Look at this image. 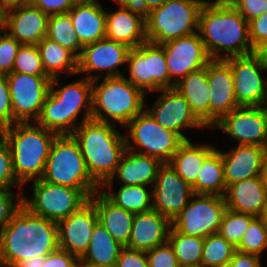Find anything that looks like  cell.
<instances>
[{
  "label": "cell",
  "instance_id": "obj_1",
  "mask_svg": "<svg viewBox=\"0 0 267 267\" xmlns=\"http://www.w3.org/2000/svg\"><path fill=\"white\" fill-rule=\"evenodd\" d=\"M58 248V223L32 214L21 205L0 231V266L46 257Z\"/></svg>",
  "mask_w": 267,
  "mask_h": 267
},
{
  "label": "cell",
  "instance_id": "obj_2",
  "mask_svg": "<svg viewBox=\"0 0 267 267\" xmlns=\"http://www.w3.org/2000/svg\"><path fill=\"white\" fill-rule=\"evenodd\" d=\"M198 32L211 60L252 54L249 22L233 6L205 3L199 16Z\"/></svg>",
  "mask_w": 267,
  "mask_h": 267
},
{
  "label": "cell",
  "instance_id": "obj_3",
  "mask_svg": "<svg viewBox=\"0 0 267 267\" xmlns=\"http://www.w3.org/2000/svg\"><path fill=\"white\" fill-rule=\"evenodd\" d=\"M92 179L101 187L114 175L126 150L125 136L113 124L88 120L72 133Z\"/></svg>",
  "mask_w": 267,
  "mask_h": 267
},
{
  "label": "cell",
  "instance_id": "obj_4",
  "mask_svg": "<svg viewBox=\"0 0 267 267\" xmlns=\"http://www.w3.org/2000/svg\"><path fill=\"white\" fill-rule=\"evenodd\" d=\"M58 81L59 77L51 79L50 91L36 123L58 135L72 134L77 128L75 123L83 109L86 110L78 124L92 119L93 83L84 77L55 89Z\"/></svg>",
  "mask_w": 267,
  "mask_h": 267
},
{
  "label": "cell",
  "instance_id": "obj_5",
  "mask_svg": "<svg viewBox=\"0 0 267 267\" xmlns=\"http://www.w3.org/2000/svg\"><path fill=\"white\" fill-rule=\"evenodd\" d=\"M56 134L36 122L14 123L0 131L8 144L16 179L24 186L31 179H42L46 160Z\"/></svg>",
  "mask_w": 267,
  "mask_h": 267
},
{
  "label": "cell",
  "instance_id": "obj_6",
  "mask_svg": "<svg viewBox=\"0 0 267 267\" xmlns=\"http://www.w3.org/2000/svg\"><path fill=\"white\" fill-rule=\"evenodd\" d=\"M92 83V119L125 127L145 109V94L124 75Z\"/></svg>",
  "mask_w": 267,
  "mask_h": 267
},
{
  "label": "cell",
  "instance_id": "obj_7",
  "mask_svg": "<svg viewBox=\"0 0 267 267\" xmlns=\"http://www.w3.org/2000/svg\"><path fill=\"white\" fill-rule=\"evenodd\" d=\"M204 4L205 0H167L151 10L145 20L147 41L161 45L196 33Z\"/></svg>",
  "mask_w": 267,
  "mask_h": 267
},
{
  "label": "cell",
  "instance_id": "obj_8",
  "mask_svg": "<svg viewBox=\"0 0 267 267\" xmlns=\"http://www.w3.org/2000/svg\"><path fill=\"white\" fill-rule=\"evenodd\" d=\"M42 179L75 189H99L89 174L80 146L72 134L57 135L46 160Z\"/></svg>",
  "mask_w": 267,
  "mask_h": 267
},
{
  "label": "cell",
  "instance_id": "obj_9",
  "mask_svg": "<svg viewBox=\"0 0 267 267\" xmlns=\"http://www.w3.org/2000/svg\"><path fill=\"white\" fill-rule=\"evenodd\" d=\"M33 199L22 195V205L32 214L54 222L67 218L83 206L100 189H75L34 180ZM31 199V200H30Z\"/></svg>",
  "mask_w": 267,
  "mask_h": 267
},
{
  "label": "cell",
  "instance_id": "obj_10",
  "mask_svg": "<svg viewBox=\"0 0 267 267\" xmlns=\"http://www.w3.org/2000/svg\"><path fill=\"white\" fill-rule=\"evenodd\" d=\"M126 148L169 163L179 146L184 142L176 133L161 127L145 110L125 126ZM129 136V137H128ZM134 145H131V140Z\"/></svg>",
  "mask_w": 267,
  "mask_h": 267
},
{
  "label": "cell",
  "instance_id": "obj_11",
  "mask_svg": "<svg viewBox=\"0 0 267 267\" xmlns=\"http://www.w3.org/2000/svg\"><path fill=\"white\" fill-rule=\"evenodd\" d=\"M129 78L144 94L148 91L170 89V77L165 51L161 45L146 41L129 50Z\"/></svg>",
  "mask_w": 267,
  "mask_h": 267
},
{
  "label": "cell",
  "instance_id": "obj_12",
  "mask_svg": "<svg viewBox=\"0 0 267 267\" xmlns=\"http://www.w3.org/2000/svg\"><path fill=\"white\" fill-rule=\"evenodd\" d=\"M226 209L224 196L194 194L171 221L172 228L202 238L217 234Z\"/></svg>",
  "mask_w": 267,
  "mask_h": 267
},
{
  "label": "cell",
  "instance_id": "obj_13",
  "mask_svg": "<svg viewBox=\"0 0 267 267\" xmlns=\"http://www.w3.org/2000/svg\"><path fill=\"white\" fill-rule=\"evenodd\" d=\"M6 76L15 123H35L50 91L51 79L47 75L20 72H12Z\"/></svg>",
  "mask_w": 267,
  "mask_h": 267
},
{
  "label": "cell",
  "instance_id": "obj_14",
  "mask_svg": "<svg viewBox=\"0 0 267 267\" xmlns=\"http://www.w3.org/2000/svg\"><path fill=\"white\" fill-rule=\"evenodd\" d=\"M165 51L170 89L189 73L206 67L210 59L199 33L161 44Z\"/></svg>",
  "mask_w": 267,
  "mask_h": 267
},
{
  "label": "cell",
  "instance_id": "obj_15",
  "mask_svg": "<svg viewBox=\"0 0 267 267\" xmlns=\"http://www.w3.org/2000/svg\"><path fill=\"white\" fill-rule=\"evenodd\" d=\"M229 134L239 145L267 144V107L239 106L212 126Z\"/></svg>",
  "mask_w": 267,
  "mask_h": 267
},
{
  "label": "cell",
  "instance_id": "obj_16",
  "mask_svg": "<svg viewBox=\"0 0 267 267\" xmlns=\"http://www.w3.org/2000/svg\"><path fill=\"white\" fill-rule=\"evenodd\" d=\"M232 71L234 95L239 106H266L267 80L262 78L264 68L252 55L223 60Z\"/></svg>",
  "mask_w": 267,
  "mask_h": 267
},
{
  "label": "cell",
  "instance_id": "obj_17",
  "mask_svg": "<svg viewBox=\"0 0 267 267\" xmlns=\"http://www.w3.org/2000/svg\"><path fill=\"white\" fill-rule=\"evenodd\" d=\"M193 188L168 164H162L152 187V209L171 221L188 204ZM189 198V199H188Z\"/></svg>",
  "mask_w": 267,
  "mask_h": 267
},
{
  "label": "cell",
  "instance_id": "obj_18",
  "mask_svg": "<svg viewBox=\"0 0 267 267\" xmlns=\"http://www.w3.org/2000/svg\"><path fill=\"white\" fill-rule=\"evenodd\" d=\"M130 49L125 44L106 37L86 45L78 57L77 73H85L86 78L91 81L99 79L102 74L100 71L103 70H107L105 77L123 76L118 66L127 63ZM92 71H99L100 75L92 76Z\"/></svg>",
  "mask_w": 267,
  "mask_h": 267
},
{
  "label": "cell",
  "instance_id": "obj_19",
  "mask_svg": "<svg viewBox=\"0 0 267 267\" xmlns=\"http://www.w3.org/2000/svg\"><path fill=\"white\" fill-rule=\"evenodd\" d=\"M159 98L153 103V107L145 111L163 128L176 133L183 141L189 140L181 132L183 128L205 126L191 112L189 103L174 88L163 89Z\"/></svg>",
  "mask_w": 267,
  "mask_h": 267
},
{
  "label": "cell",
  "instance_id": "obj_20",
  "mask_svg": "<svg viewBox=\"0 0 267 267\" xmlns=\"http://www.w3.org/2000/svg\"><path fill=\"white\" fill-rule=\"evenodd\" d=\"M98 215L89 199L77 211L58 222L59 248L79 259L87 251Z\"/></svg>",
  "mask_w": 267,
  "mask_h": 267
},
{
  "label": "cell",
  "instance_id": "obj_21",
  "mask_svg": "<svg viewBox=\"0 0 267 267\" xmlns=\"http://www.w3.org/2000/svg\"><path fill=\"white\" fill-rule=\"evenodd\" d=\"M48 19V15L29 3L4 14L1 28L20 44L37 45L47 36Z\"/></svg>",
  "mask_w": 267,
  "mask_h": 267
},
{
  "label": "cell",
  "instance_id": "obj_22",
  "mask_svg": "<svg viewBox=\"0 0 267 267\" xmlns=\"http://www.w3.org/2000/svg\"><path fill=\"white\" fill-rule=\"evenodd\" d=\"M210 97V127L223 116L239 107L234 95L231 68L223 60H212L207 65Z\"/></svg>",
  "mask_w": 267,
  "mask_h": 267
},
{
  "label": "cell",
  "instance_id": "obj_23",
  "mask_svg": "<svg viewBox=\"0 0 267 267\" xmlns=\"http://www.w3.org/2000/svg\"><path fill=\"white\" fill-rule=\"evenodd\" d=\"M224 181L226 187L240 180L260 176L265 155V147L257 145H237L229 152H222Z\"/></svg>",
  "mask_w": 267,
  "mask_h": 267
},
{
  "label": "cell",
  "instance_id": "obj_24",
  "mask_svg": "<svg viewBox=\"0 0 267 267\" xmlns=\"http://www.w3.org/2000/svg\"><path fill=\"white\" fill-rule=\"evenodd\" d=\"M161 165L162 163L154 157L126 148L114 175L100 189L107 186V188L112 189L115 179H118L122 185H145L152 187Z\"/></svg>",
  "mask_w": 267,
  "mask_h": 267
},
{
  "label": "cell",
  "instance_id": "obj_25",
  "mask_svg": "<svg viewBox=\"0 0 267 267\" xmlns=\"http://www.w3.org/2000/svg\"><path fill=\"white\" fill-rule=\"evenodd\" d=\"M171 220L154 211L136 213L126 248L148 251L167 242Z\"/></svg>",
  "mask_w": 267,
  "mask_h": 267
},
{
  "label": "cell",
  "instance_id": "obj_26",
  "mask_svg": "<svg viewBox=\"0 0 267 267\" xmlns=\"http://www.w3.org/2000/svg\"><path fill=\"white\" fill-rule=\"evenodd\" d=\"M97 0H78L68 12L84 47L105 38L106 11Z\"/></svg>",
  "mask_w": 267,
  "mask_h": 267
},
{
  "label": "cell",
  "instance_id": "obj_27",
  "mask_svg": "<svg viewBox=\"0 0 267 267\" xmlns=\"http://www.w3.org/2000/svg\"><path fill=\"white\" fill-rule=\"evenodd\" d=\"M105 37L131 49L137 48L147 41L145 19L126 8L106 11Z\"/></svg>",
  "mask_w": 267,
  "mask_h": 267
},
{
  "label": "cell",
  "instance_id": "obj_28",
  "mask_svg": "<svg viewBox=\"0 0 267 267\" xmlns=\"http://www.w3.org/2000/svg\"><path fill=\"white\" fill-rule=\"evenodd\" d=\"M267 192L260 176L240 180L226 188L224 199L227 209L260 217Z\"/></svg>",
  "mask_w": 267,
  "mask_h": 267
},
{
  "label": "cell",
  "instance_id": "obj_29",
  "mask_svg": "<svg viewBox=\"0 0 267 267\" xmlns=\"http://www.w3.org/2000/svg\"><path fill=\"white\" fill-rule=\"evenodd\" d=\"M189 103L191 112L207 128L210 127L211 92L207 81V66L189 73L175 86Z\"/></svg>",
  "mask_w": 267,
  "mask_h": 267
},
{
  "label": "cell",
  "instance_id": "obj_30",
  "mask_svg": "<svg viewBox=\"0 0 267 267\" xmlns=\"http://www.w3.org/2000/svg\"><path fill=\"white\" fill-rule=\"evenodd\" d=\"M89 199L95 206L98 221L117 242L126 247L135 214L116 206L100 190L96 191Z\"/></svg>",
  "mask_w": 267,
  "mask_h": 267
},
{
  "label": "cell",
  "instance_id": "obj_31",
  "mask_svg": "<svg viewBox=\"0 0 267 267\" xmlns=\"http://www.w3.org/2000/svg\"><path fill=\"white\" fill-rule=\"evenodd\" d=\"M123 248L124 246L117 242L98 221L89 247L80 258V262L90 267H115Z\"/></svg>",
  "mask_w": 267,
  "mask_h": 267
},
{
  "label": "cell",
  "instance_id": "obj_32",
  "mask_svg": "<svg viewBox=\"0 0 267 267\" xmlns=\"http://www.w3.org/2000/svg\"><path fill=\"white\" fill-rule=\"evenodd\" d=\"M216 148L211 145L193 144L184 141L168 163L185 182L193 186L200 173L204 160Z\"/></svg>",
  "mask_w": 267,
  "mask_h": 267
},
{
  "label": "cell",
  "instance_id": "obj_33",
  "mask_svg": "<svg viewBox=\"0 0 267 267\" xmlns=\"http://www.w3.org/2000/svg\"><path fill=\"white\" fill-rule=\"evenodd\" d=\"M37 46L45 73L50 79L59 77L62 72H66L67 76L78 74V58L70 50L46 37Z\"/></svg>",
  "mask_w": 267,
  "mask_h": 267
},
{
  "label": "cell",
  "instance_id": "obj_34",
  "mask_svg": "<svg viewBox=\"0 0 267 267\" xmlns=\"http://www.w3.org/2000/svg\"><path fill=\"white\" fill-rule=\"evenodd\" d=\"M194 194L224 196L226 184L221 150L217 148L204 160L196 183L192 186Z\"/></svg>",
  "mask_w": 267,
  "mask_h": 267
},
{
  "label": "cell",
  "instance_id": "obj_35",
  "mask_svg": "<svg viewBox=\"0 0 267 267\" xmlns=\"http://www.w3.org/2000/svg\"><path fill=\"white\" fill-rule=\"evenodd\" d=\"M145 185H121L118 191L111 193L102 190L103 194L116 206L134 214L152 210V190Z\"/></svg>",
  "mask_w": 267,
  "mask_h": 267
},
{
  "label": "cell",
  "instance_id": "obj_36",
  "mask_svg": "<svg viewBox=\"0 0 267 267\" xmlns=\"http://www.w3.org/2000/svg\"><path fill=\"white\" fill-rule=\"evenodd\" d=\"M167 241L180 266H201L204 238L185 235L171 227Z\"/></svg>",
  "mask_w": 267,
  "mask_h": 267
},
{
  "label": "cell",
  "instance_id": "obj_37",
  "mask_svg": "<svg viewBox=\"0 0 267 267\" xmlns=\"http://www.w3.org/2000/svg\"><path fill=\"white\" fill-rule=\"evenodd\" d=\"M46 38L70 50L77 58L81 54L83 46L73 28L69 13L49 16Z\"/></svg>",
  "mask_w": 267,
  "mask_h": 267
},
{
  "label": "cell",
  "instance_id": "obj_38",
  "mask_svg": "<svg viewBox=\"0 0 267 267\" xmlns=\"http://www.w3.org/2000/svg\"><path fill=\"white\" fill-rule=\"evenodd\" d=\"M235 251V246L218 233L209 235L204 238L201 266L218 267L229 263Z\"/></svg>",
  "mask_w": 267,
  "mask_h": 267
},
{
  "label": "cell",
  "instance_id": "obj_39",
  "mask_svg": "<svg viewBox=\"0 0 267 267\" xmlns=\"http://www.w3.org/2000/svg\"><path fill=\"white\" fill-rule=\"evenodd\" d=\"M266 248L267 222L261 217H256L244 232V235L235 249L238 252L261 256Z\"/></svg>",
  "mask_w": 267,
  "mask_h": 267
},
{
  "label": "cell",
  "instance_id": "obj_40",
  "mask_svg": "<svg viewBox=\"0 0 267 267\" xmlns=\"http://www.w3.org/2000/svg\"><path fill=\"white\" fill-rule=\"evenodd\" d=\"M255 218V216L250 214L238 213L226 209L218 234L236 247L244 235V232Z\"/></svg>",
  "mask_w": 267,
  "mask_h": 267
},
{
  "label": "cell",
  "instance_id": "obj_41",
  "mask_svg": "<svg viewBox=\"0 0 267 267\" xmlns=\"http://www.w3.org/2000/svg\"><path fill=\"white\" fill-rule=\"evenodd\" d=\"M12 72L46 75L37 45L21 44L14 60Z\"/></svg>",
  "mask_w": 267,
  "mask_h": 267
},
{
  "label": "cell",
  "instance_id": "obj_42",
  "mask_svg": "<svg viewBox=\"0 0 267 267\" xmlns=\"http://www.w3.org/2000/svg\"><path fill=\"white\" fill-rule=\"evenodd\" d=\"M21 44L4 29H0V74L12 73L14 60Z\"/></svg>",
  "mask_w": 267,
  "mask_h": 267
},
{
  "label": "cell",
  "instance_id": "obj_43",
  "mask_svg": "<svg viewBox=\"0 0 267 267\" xmlns=\"http://www.w3.org/2000/svg\"><path fill=\"white\" fill-rule=\"evenodd\" d=\"M18 185L19 190L23 186L17 179L13 171L12 155L8 144L0 136V188H12Z\"/></svg>",
  "mask_w": 267,
  "mask_h": 267
},
{
  "label": "cell",
  "instance_id": "obj_44",
  "mask_svg": "<svg viewBox=\"0 0 267 267\" xmlns=\"http://www.w3.org/2000/svg\"><path fill=\"white\" fill-rule=\"evenodd\" d=\"M146 253L149 267H180L168 241L146 251Z\"/></svg>",
  "mask_w": 267,
  "mask_h": 267
},
{
  "label": "cell",
  "instance_id": "obj_45",
  "mask_svg": "<svg viewBox=\"0 0 267 267\" xmlns=\"http://www.w3.org/2000/svg\"><path fill=\"white\" fill-rule=\"evenodd\" d=\"M21 205L22 193L16 196L11 189L0 188V231L9 223L12 215Z\"/></svg>",
  "mask_w": 267,
  "mask_h": 267
},
{
  "label": "cell",
  "instance_id": "obj_46",
  "mask_svg": "<svg viewBox=\"0 0 267 267\" xmlns=\"http://www.w3.org/2000/svg\"><path fill=\"white\" fill-rule=\"evenodd\" d=\"M15 123L7 76L0 74V131Z\"/></svg>",
  "mask_w": 267,
  "mask_h": 267
},
{
  "label": "cell",
  "instance_id": "obj_47",
  "mask_svg": "<svg viewBox=\"0 0 267 267\" xmlns=\"http://www.w3.org/2000/svg\"><path fill=\"white\" fill-rule=\"evenodd\" d=\"M78 0H30V3L39 8L48 16L68 13Z\"/></svg>",
  "mask_w": 267,
  "mask_h": 267
},
{
  "label": "cell",
  "instance_id": "obj_48",
  "mask_svg": "<svg viewBox=\"0 0 267 267\" xmlns=\"http://www.w3.org/2000/svg\"><path fill=\"white\" fill-rule=\"evenodd\" d=\"M233 7L249 22L267 12V0H238Z\"/></svg>",
  "mask_w": 267,
  "mask_h": 267
},
{
  "label": "cell",
  "instance_id": "obj_49",
  "mask_svg": "<svg viewBox=\"0 0 267 267\" xmlns=\"http://www.w3.org/2000/svg\"><path fill=\"white\" fill-rule=\"evenodd\" d=\"M115 267H149L147 253L143 250H132L124 247Z\"/></svg>",
  "mask_w": 267,
  "mask_h": 267
},
{
  "label": "cell",
  "instance_id": "obj_50",
  "mask_svg": "<svg viewBox=\"0 0 267 267\" xmlns=\"http://www.w3.org/2000/svg\"><path fill=\"white\" fill-rule=\"evenodd\" d=\"M79 261L80 259L77 256L58 248L44 257L42 267H75Z\"/></svg>",
  "mask_w": 267,
  "mask_h": 267
},
{
  "label": "cell",
  "instance_id": "obj_51",
  "mask_svg": "<svg viewBox=\"0 0 267 267\" xmlns=\"http://www.w3.org/2000/svg\"><path fill=\"white\" fill-rule=\"evenodd\" d=\"M249 38L252 47L267 41V12L249 21Z\"/></svg>",
  "mask_w": 267,
  "mask_h": 267
},
{
  "label": "cell",
  "instance_id": "obj_52",
  "mask_svg": "<svg viewBox=\"0 0 267 267\" xmlns=\"http://www.w3.org/2000/svg\"><path fill=\"white\" fill-rule=\"evenodd\" d=\"M261 257L256 254L235 251L230 263L233 267H262Z\"/></svg>",
  "mask_w": 267,
  "mask_h": 267
},
{
  "label": "cell",
  "instance_id": "obj_53",
  "mask_svg": "<svg viewBox=\"0 0 267 267\" xmlns=\"http://www.w3.org/2000/svg\"><path fill=\"white\" fill-rule=\"evenodd\" d=\"M121 8H126L132 13L140 15L143 19H147L150 15L145 0H114Z\"/></svg>",
  "mask_w": 267,
  "mask_h": 267
},
{
  "label": "cell",
  "instance_id": "obj_54",
  "mask_svg": "<svg viewBox=\"0 0 267 267\" xmlns=\"http://www.w3.org/2000/svg\"><path fill=\"white\" fill-rule=\"evenodd\" d=\"M252 55L258 63L267 71V41L259 43L253 47Z\"/></svg>",
  "mask_w": 267,
  "mask_h": 267
},
{
  "label": "cell",
  "instance_id": "obj_55",
  "mask_svg": "<svg viewBox=\"0 0 267 267\" xmlns=\"http://www.w3.org/2000/svg\"><path fill=\"white\" fill-rule=\"evenodd\" d=\"M29 3L30 0H0V16Z\"/></svg>",
  "mask_w": 267,
  "mask_h": 267
},
{
  "label": "cell",
  "instance_id": "obj_56",
  "mask_svg": "<svg viewBox=\"0 0 267 267\" xmlns=\"http://www.w3.org/2000/svg\"><path fill=\"white\" fill-rule=\"evenodd\" d=\"M44 257L36 256L18 263L15 267H42Z\"/></svg>",
  "mask_w": 267,
  "mask_h": 267
},
{
  "label": "cell",
  "instance_id": "obj_57",
  "mask_svg": "<svg viewBox=\"0 0 267 267\" xmlns=\"http://www.w3.org/2000/svg\"><path fill=\"white\" fill-rule=\"evenodd\" d=\"M238 0H215L214 2L205 0L206 4L217 6H234Z\"/></svg>",
  "mask_w": 267,
  "mask_h": 267
},
{
  "label": "cell",
  "instance_id": "obj_58",
  "mask_svg": "<svg viewBox=\"0 0 267 267\" xmlns=\"http://www.w3.org/2000/svg\"><path fill=\"white\" fill-rule=\"evenodd\" d=\"M260 178L262 181V184L267 192V158L265 157L263 165H262V170L260 172Z\"/></svg>",
  "mask_w": 267,
  "mask_h": 267
},
{
  "label": "cell",
  "instance_id": "obj_59",
  "mask_svg": "<svg viewBox=\"0 0 267 267\" xmlns=\"http://www.w3.org/2000/svg\"><path fill=\"white\" fill-rule=\"evenodd\" d=\"M167 0H145L148 9L151 11L155 8L161 7Z\"/></svg>",
  "mask_w": 267,
  "mask_h": 267
},
{
  "label": "cell",
  "instance_id": "obj_60",
  "mask_svg": "<svg viewBox=\"0 0 267 267\" xmlns=\"http://www.w3.org/2000/svg\"><path fill=\"white\" fill-rule=\"evenodd\" d=\"M260 217L263 218L267 222V196H266V200H265V204H264V209H263Z\"/></svg>",
  "mask_w": 267,
  "mask_h": 267
},
{
  "label": "cell",
  "instance_id": "obj_61",
  "mask_svg": "<svg viewBox=\"0 0 267 267\" xmlns=\"http://www.w3.org/2000/svg\"><path fill=\"white\" fill-rule=\"evenodd\" d=\"M218 267H233L232 264L229 262V263H225V264H222Z\"/></svg>",
  "mask_w": 267,
  "mask_h": 267
},
{
  "label": "cell",
  "instance_id": "obj_62",
  "mask_svg": "<svg viewBox=\"0 0 267 267\" xmlns=\"http://www.w3.org/2000/svg\"><path fill=\"white\" fill-rule=\"evenodd\" d=\"M75 267H90V266H87L79 261V263Z\"/></svg>",
  "mask_w": 267,
  "mask_h": 267
},
{
  "label": "cell",
  "instance_id": "obj_63",
  "mask_svg": "<svg viewBox=\"0 0 267 267\" xmlns=\"http://www.w3.org/2000/svg\"><path fill=\"white\" fill-rule=\"evenodd\" d=\"M265 155H266V158H267V144H266V147H265Z\"/></svg>",
  "mask_w": 267,
  "mask_h": 267
},
{
  "label": "cell",
  "instance_id": "obj_64",
  "mask_svg": "<svg viewBox=\"0 0 267 267\" xmlns=\"http://www.w3.org/2000/svg\"><path fill=\"white\" fill-rule=\"evenodd\" d=\"M180 267H202V266H180Z\"/></svg>",
  "mask_w": 267,
  "mask_h": 267
}]
</instances>
